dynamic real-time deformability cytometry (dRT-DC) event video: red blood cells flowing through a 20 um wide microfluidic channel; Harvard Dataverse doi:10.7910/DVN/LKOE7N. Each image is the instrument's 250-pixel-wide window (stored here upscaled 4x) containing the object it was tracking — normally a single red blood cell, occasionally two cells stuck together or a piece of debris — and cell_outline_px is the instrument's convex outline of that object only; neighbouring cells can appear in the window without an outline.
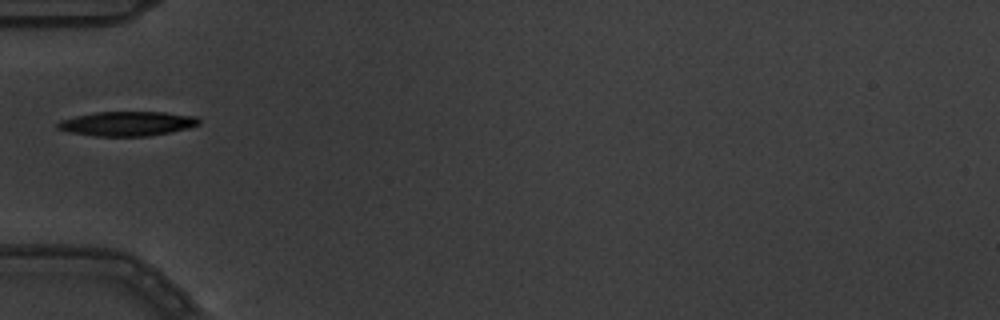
{"species": "common noctule bat (a hibernating species)", "species_latin": "Nyctalus noctula", "temperature_condition": "warm", "stored_images_in_passage": 6, "camera_frame_rate_fps": 3000, "um_per_image_px": 0.085, "animal": {"sex": "male", "body_mass_g": 19.5, "forearm_length_mm": 54.6}, "frame": {"image": 1, "passage_image": 5, "time_ms": 1.333, "image_size_px": [1000, 320], "cell_outline_px": [[200, 124], [188, 128], [148, 136], [92, 136], [68, 132], [56, 128], [56, 124], [60, 120], [76, 116], [96, 112], [164, 112], [196, 116], [200, 120]], "centroid_in_image_um": [10.79, 10.51], "position_along_channel_um": 74.2, "area_um2": 20.17}}